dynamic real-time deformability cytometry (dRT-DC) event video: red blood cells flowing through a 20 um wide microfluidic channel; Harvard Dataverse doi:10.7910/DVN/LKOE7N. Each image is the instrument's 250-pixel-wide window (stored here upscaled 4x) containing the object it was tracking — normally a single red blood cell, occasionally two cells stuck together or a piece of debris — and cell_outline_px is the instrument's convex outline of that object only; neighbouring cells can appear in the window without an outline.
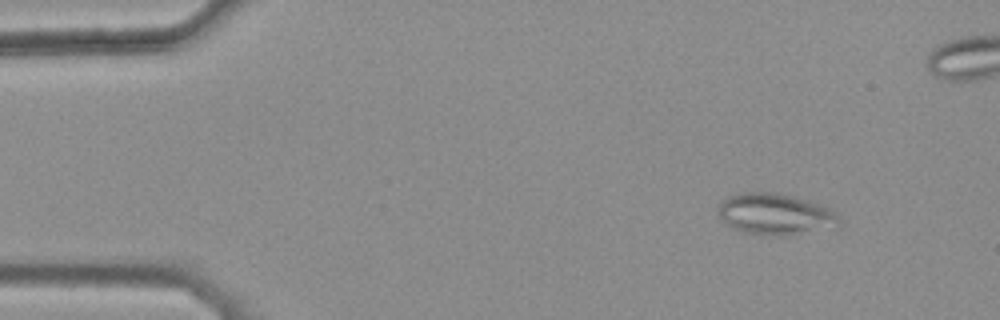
{"species": "common noctule bat (a hibernating species)", "species_latin": "Nyctalus noctula", "temperature_condition": "warm", "stored_images_in_passage": 44, "camera_frame_rate_fps": 3000, "um_per_image_px": 0.085, "animal": {"sex": "female", "body_mass_g": 25.1}, "frame": {"image": 1, "passage_image": 5, "time_ms": 1.333, "image_size_px": [1000, 320], "cell_outline_px": [[840, 224], [780, 236], [776, 236], [744, 232], [724, 224], [716, 208], [728, 196], [740, 192], [776, 192], [808, 200], [820, 204], [828, 208], [840, 220]], "centroid_in_image_um": [65.79, 18.17], "position_along_channel_um": 19.2, "area_um2": 28.5}}
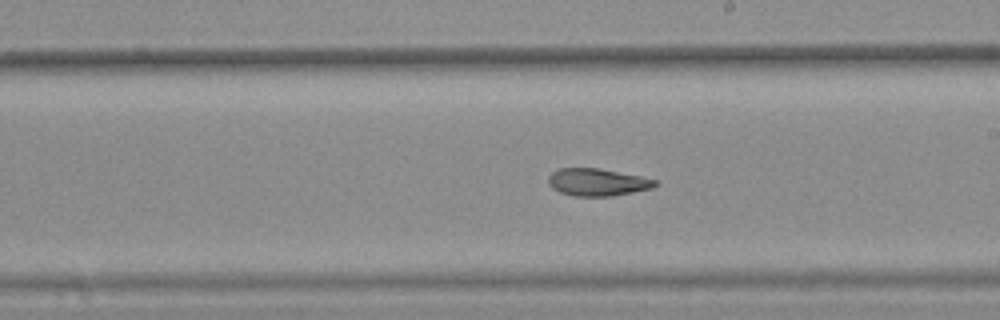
{"frame": {"image": 2, "passage_image": 29, "time_ms": 9.333, "image_size_px": [1000, 320], "cell_outline_px": [[660, 184], [652, 188], [612, 196], [572, 196], [560, 192], [552, 188], [548, 184], [548, 176], [552, 172], [560, 168], [600, 168], [640, 176], [656, 180]], "centroid_in_image_um": [50.77, 15.48], "position_along_channel_um": 238.2, "area_um2": 17.11}}
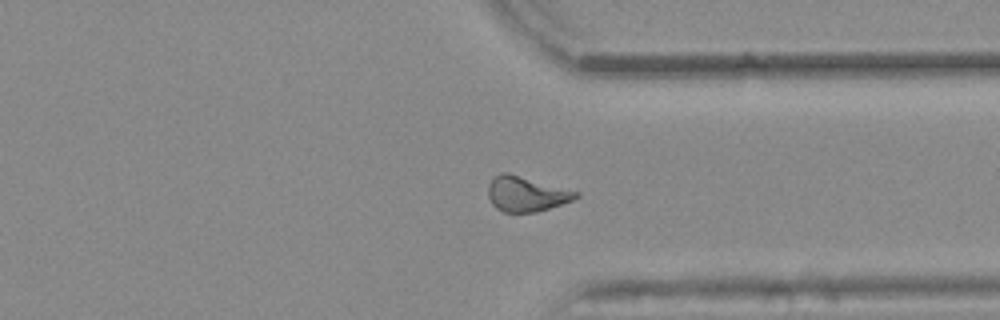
{"frame": {"image": 3, "passage_image": 39, "time_ms": 12.667, "image_size_px": [1000, 320], "cell_outline_px": [[580, 196], [572, 200], [536, 212], [504, 212], [496, 208], [492, 204], [488, 196], [488, 184], [492, 176], [500, 172], [508, 172], [580, 192]], "centroid_in_image_um": [44.69, 16.46], "position_along_channel_um": 366.7, "area_um2": 18.03}, "authors_computed_cell_mechanics": {"area_um2": 18.1492, "velocity_mm_per_s": 3.8568, "shape_relaxation_time_tau1_ms": null, "shape_relaxation_time_tau2_ms": 4.1036, "deformation_change_tau1": null, "deformation_change_tau2": 0.1147}}